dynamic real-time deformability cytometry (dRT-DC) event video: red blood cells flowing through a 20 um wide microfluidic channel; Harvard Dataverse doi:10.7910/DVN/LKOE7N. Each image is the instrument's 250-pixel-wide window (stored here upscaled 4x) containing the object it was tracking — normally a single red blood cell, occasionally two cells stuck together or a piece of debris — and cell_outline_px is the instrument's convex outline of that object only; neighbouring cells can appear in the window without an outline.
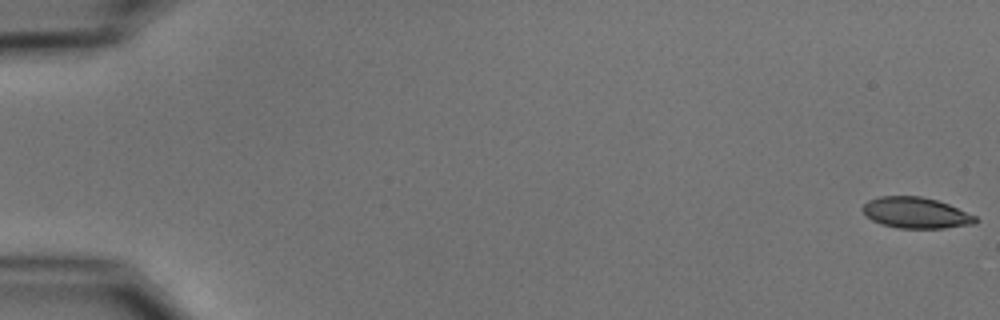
{"species": "common noctule bat (a hibernating species)", "species_latin": "Nyctalus noctula", "temperature_condition": "cold", "stored_images_in_passage": 55, "camera_frame_rate_fps": 3000, "um_per_image_px": 0.085, "animal": {"sex": "male", "body_mass_g": 15.6}, "frame": {"image": 1, "passage_image": 1, "time_ms": 0.0, "image_size_px": [1000, 320], "cell_outline_px": [[980, 220], [976, 224], [944, 228], [896, 228], [880, 224], [872, 220], [860, 208], [868, 200], [880, 196], [920, 196], [936, 200], [948, 204], [976, 216]], "centroid_in_image_um": [77.86, 18.1], "position_along_channel_um": 7.1, "area_um2": 20.46}}
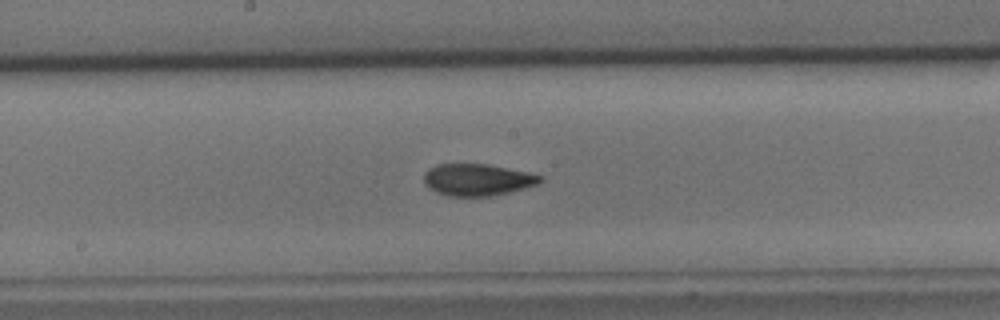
{"frame": {"image": 2, "passage_image": 30, "time_ms": 9.667, "image_size_px": [1000, 320], "cell_outline_px": [[544, 180], [540, 184], [508, 192], [488, 196], [448, 196], [436, 192], [428, 188], [424, 184], [424, 172], [428, 168], [436, 164], [488, 164], [528, 172], [544, 176]], "centroid_in_image_um": [40.58, 15.27], "position_along_channel_um": 207.6, "area_um2": 21.79}}
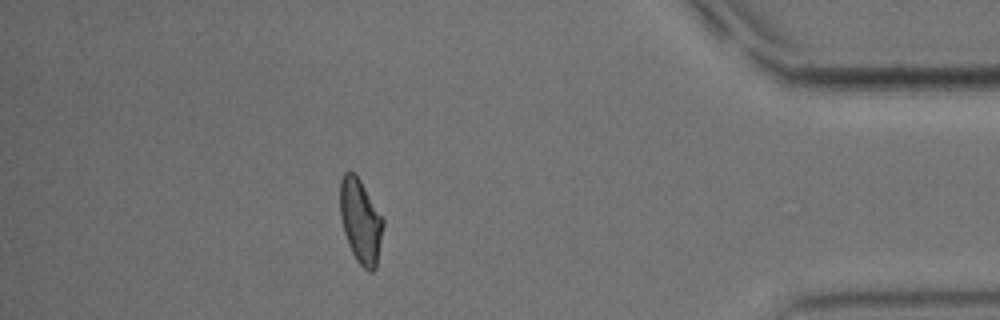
{"frame": {"image": 3, "passage_image": 49, "time_ms": 16.0, "image_size_px": [1000, 320], "cell_outline_px": [[384, 224], [376, 268], [372, 272], [368, 272], [356, 260], [348, 244], [344, 232], [340, 216], [340, 180], [344, 172], [356, 172], [384, 220]], "centroid_in_image_um": [30.64, 18.79], "position_along_channel_um": 404.6, "area_um2": 21.21}, "authors_computed_cell_mechanics": {"area_um2": 21.5594, "velocity_mm_per_s": 3.7156, "shape_relaxation_time_tau1_ms": 5.0991, "shape_relaxation_time_tau2_ms": 2.1611, "deformation_change_tau1": 0.1426, "deformation_change_tau2": 0.078}}